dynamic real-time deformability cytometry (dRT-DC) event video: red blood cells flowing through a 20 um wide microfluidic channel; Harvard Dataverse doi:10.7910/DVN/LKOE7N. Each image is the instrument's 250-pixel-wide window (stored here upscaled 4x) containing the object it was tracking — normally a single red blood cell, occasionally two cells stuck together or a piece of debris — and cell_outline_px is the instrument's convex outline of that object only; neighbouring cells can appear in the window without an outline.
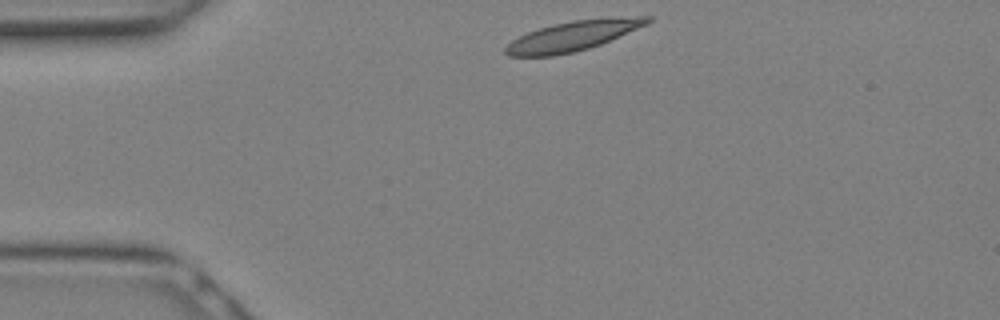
{"species": "Egyptian fruit bat (a non-hibernating species)", "species_latin": "Rousettus aegyptiacus", "temperature_condition": "warm", "stored_images_in_passage": 7, "camera_frame_rate_fps": 3000, "um_per_image_px": 0.085, "animal": {"sex": "female"}, "frame": {"image": 1, "passage_image": 1, "time_ms": 0.0, "image_size_px": [1000, 320], "cell_outline_px": [[652, 20], [648, 24], [600, 44], [588, 48], [572, 52], [552, 56], [508, 56], [504, 52], [504, 48], [512, 40], [528, 32], [540, 28], [572, 20], [636, 16], [652, 16]], "centroid_in_image_um": [48.7, 3.05], "position_along_channel_um": 36.3, "area_um2": 24.33}}
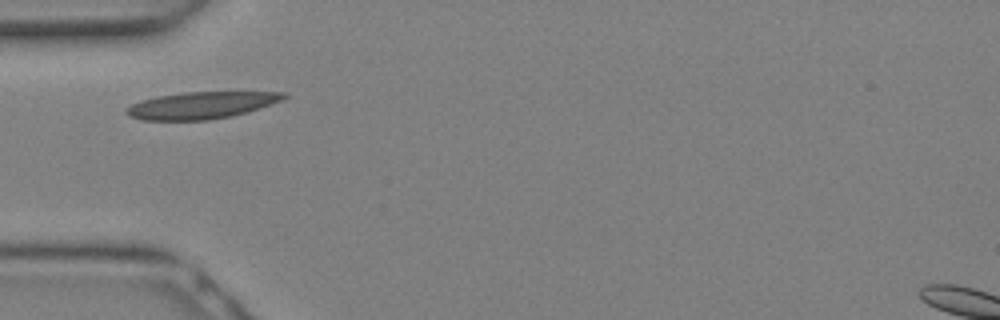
{"frame": {"image": 2, "passage_image": 4, "time_ms": 1.0, "image_size_px": [1000, 320], "cell_outline_px": [[288, 96], [284, 100], [248, 112], [232, 116], [208, 120], [140, 120], [128, 116], [124, 112], [132, 104], [140, 100], [160, 96], [184, 92], [288, 92]], "centroid_in_image_um": [17.14, 8.95], "position_along_channel_um": 67.9, "area_um2": 24.8}}
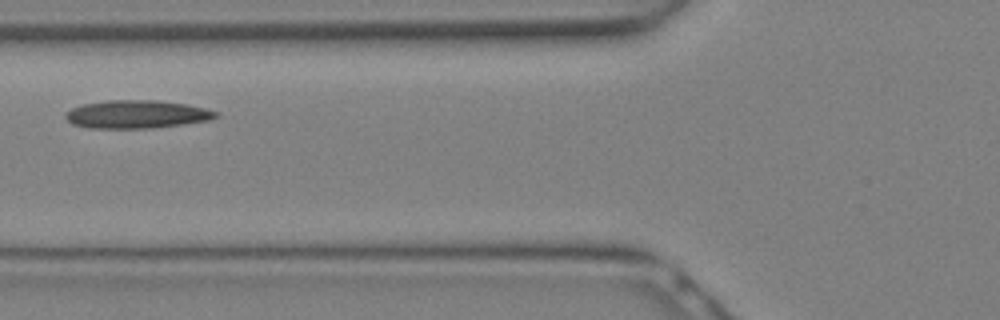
{"frame": {"image": 3, "passage_image": 6, "time_ms": 1.667, "image_size_px": [1000, 320], "cell_outline_px": [[220, 116], [208, 120], [184, 124], [152, 128], [92, 128], [72, 124], [64, 116], [72, 108], [84, 104], [108, 100], [156, 100], [188, 104], [220, 112]], "centroid_in_image_um": [11.67, 9.71], "position_along_channel_um": 114.1, "area_um2": 24.57}}